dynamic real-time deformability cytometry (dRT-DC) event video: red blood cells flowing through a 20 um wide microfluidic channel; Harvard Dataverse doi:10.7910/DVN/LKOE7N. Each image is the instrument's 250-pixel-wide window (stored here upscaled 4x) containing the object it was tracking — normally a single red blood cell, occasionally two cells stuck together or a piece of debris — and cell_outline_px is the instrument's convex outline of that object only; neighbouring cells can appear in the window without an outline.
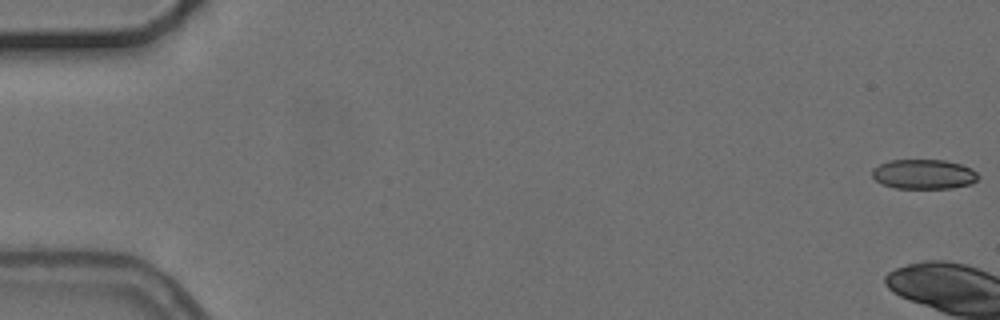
{"species": "common noctule bat (a hibernating species)", "species_latin": "Nyctalus noctula", "temperature_condition": "cold", "stored_images_in_passage": 6, "camera_frame_rate_fps": 3000, "um_per_image_px": 0.085, "animal": {"sex": "female", "body_mass_g": 24.6, "forearm_length_mm": 56.2}, "frame": {"image": 1, "passage_image": 1, "time_ms": 0.0, "image_size_px": [1000, 320], "cell_outline_px": [[980, 176], [972, 184], [952, 188], [896, 188], [880, 184], [872, 176], [872, 168], [880, 164], [892, 160], [944, 160], [960, 164], [972, 168]], "centroid_in_image_um": [78.53, 14.81], "position_along_channel_um": 6.5, "area_um2": 18.44}}